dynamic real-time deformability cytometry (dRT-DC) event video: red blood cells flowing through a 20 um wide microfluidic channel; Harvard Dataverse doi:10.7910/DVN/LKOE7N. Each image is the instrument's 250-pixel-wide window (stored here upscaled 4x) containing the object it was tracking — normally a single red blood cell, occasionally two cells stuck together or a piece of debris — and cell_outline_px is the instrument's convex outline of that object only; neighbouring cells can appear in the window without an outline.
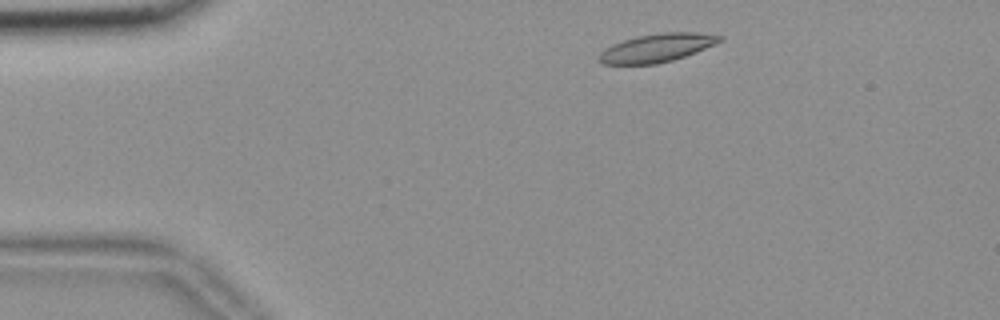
{"species": "common noctule bat (a hibernating species)", "species_latin": "Nyctalus noctula", "temperature_condition": "room temperature", "stored_images_in_passage": 50, "camera_frame_rate_fps": 3000, "um_per_image_px": 0.085, "animal": {"sex": "female", "body_mass_g": 18.4}, "frame": {"image": 1, "passage_image": 4, "time_ms": 1.0, "image_size_px": [1000, 320], "cell_outline_px": [[724, 40], [716, 44], [696, 52], [672, 60], [656, 64], [604, 64], [600, 60], [600, 52], [612, 44], [636, 36], [660, 32], [696, 32], [724, 36]], "centroid_in_image_um": [55.89, 4.05], "position_along_channel_um": 29.1, "area_um2": 19.88}}
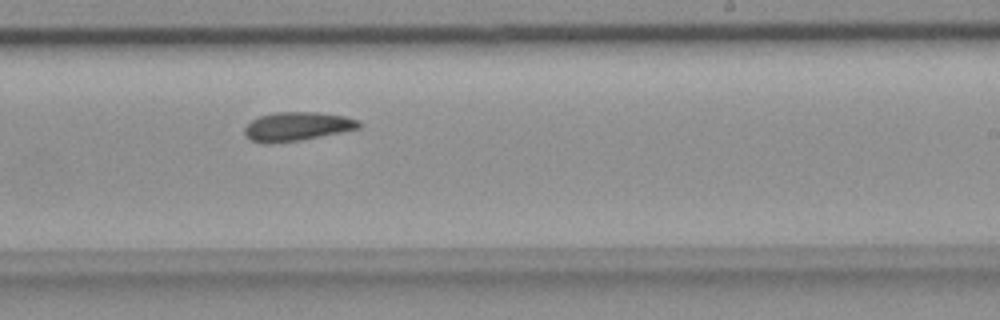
{"frame": {"image": 2, "passage_image": 28, "time_ms": 9.0, "image_size_px": [1000, 320], "cell_outline_px": [[360, 128], [300, 140], [268, 144], [264, 144], [248, 140], [244, 136], [244, 128], [252, 120], [260, 116], [276, 112], [316, 112], [344, 116], [360, 120]], "centroid_in_image_um": [25.2, 10.76], "position_along_channel_um": 263.8, "area_um2": 19.25}}
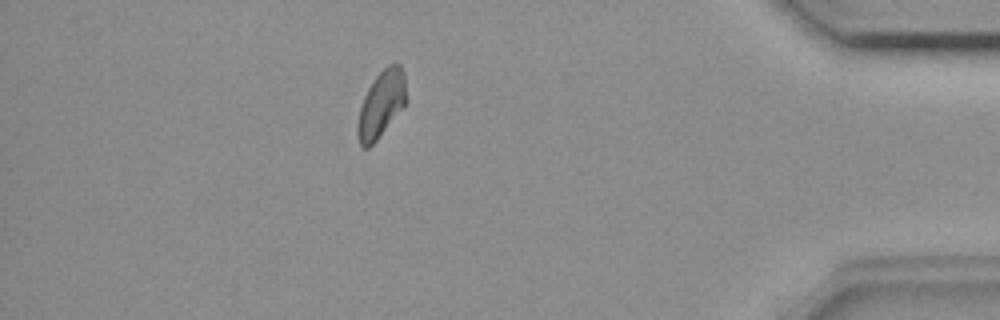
{"frame": {"image": 3, "passage_image": 43, "time_ms": 14.0, "image_size_px": [1000, 320], "cell_outline_px": [[404, 104], [376, 140], [368, 148], [364, 148], [360, 144], [356, 132], [356, 124], [360, 108], [364, 96], [368, 88], [376, 76], [388, 64], [396, 60], [400, 64], [404, 72]], "centroid_in_image_um": [32.36, 8.82], "position_along_channel_um": 402.8, "area_um2": 18.38}, "authors_computed_cell_mechanics": {"area_um2": 19.363, "velocity_mm_per_s": 3.6525, "shape_relaxation_time_tau1_ms": null, "shape_relaxation_time_tau2_ms": 7.5467, "deformation_change_tau1": null, "deformation_change_tau2": 0.1249}}